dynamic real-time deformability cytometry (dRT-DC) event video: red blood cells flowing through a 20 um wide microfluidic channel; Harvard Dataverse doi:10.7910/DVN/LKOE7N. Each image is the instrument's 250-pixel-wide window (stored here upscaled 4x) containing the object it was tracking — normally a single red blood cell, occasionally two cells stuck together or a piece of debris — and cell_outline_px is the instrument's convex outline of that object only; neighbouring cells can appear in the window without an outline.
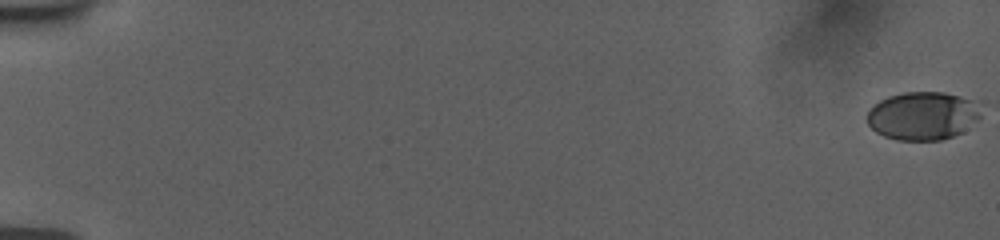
{"species": "human", "species_latin": "Homo sapiens", "temperature_condition": "room temperature", "stored_images_in_passage": 57, "camera_frame_rate_fps": 3000, "um_per_image_px": 0.085, "donor": {"sex": "female"}, "frame": {"image": 1, "passage_image": 1, "time_ms": 0.0, "image_size_px": [1000, 240], "cell_outline_px": [[980, 116], [964, 132], [940, 140], [896, 140], [884, 136], [876, 132], [868, 124], [868, 112], [880, 100], [888, 96], [904, 92], [944, 92], [960, 96], [972, 100], [980, 104]], "centroid_in_image_um": [78.45, 9.84], "position_along_channel_um": 6.5, "area_um2": 31.96}}
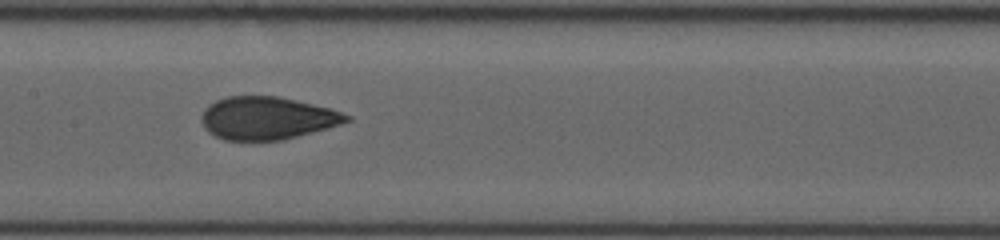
{"frame": {"image": 2, "passage_image": 31, "time_ms": 10.0, "image_size_px": [1000, 240], "cell_outline_px": [[352, 120], [328, 128], [284, 140], [224, 140], [208, 132], [204, 128], [200, 120], [200, 116], [204, 108], [208, 104], [216, 100], [228, 96], [280, 96], [332, 108], [352, 116]], "centroid_in_image_um": [22.71, 10.03], "position_along_channel_um": 184.7, "area_um2": 36.59}}
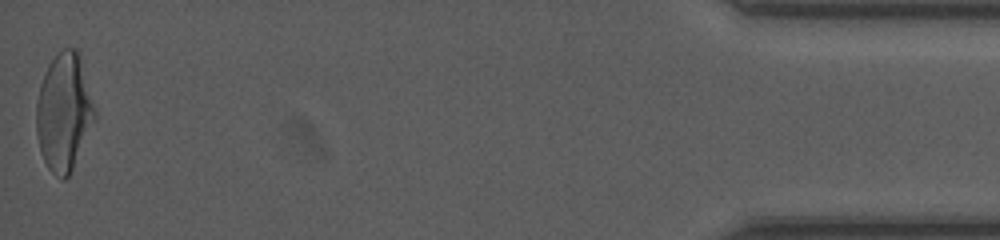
{"frame": {"image": 3, "passage_image": 57, "time_ms": 18.667, "image_size_px": [1000, 240], "cell_outline_px": [[96, 116], [72, 168], [68, 176], [64, 180], [60, 180], [48, 168], [40, 152], [36, 132], [36, 104], [40, 84], [48, 64], [64, 48], [76, 48], [80, 52], [96, 112]], "centroid_in_image_um": [5.42, 9.51], "position_along_channel_um": 429.8, "area_um2": 39.82}, "authors_computed_cell_mechanics": {"area_um2": 36.2406, "velocity_mm_per_s": 3.7752, "shape_relaxation_time_tau1_ms": 3.8113, "shape_relaxation_time_tau2_ms": 0.7425, "deformation_change_tau1": 0.1651, "deformation_change_tau2": 0.0673}}